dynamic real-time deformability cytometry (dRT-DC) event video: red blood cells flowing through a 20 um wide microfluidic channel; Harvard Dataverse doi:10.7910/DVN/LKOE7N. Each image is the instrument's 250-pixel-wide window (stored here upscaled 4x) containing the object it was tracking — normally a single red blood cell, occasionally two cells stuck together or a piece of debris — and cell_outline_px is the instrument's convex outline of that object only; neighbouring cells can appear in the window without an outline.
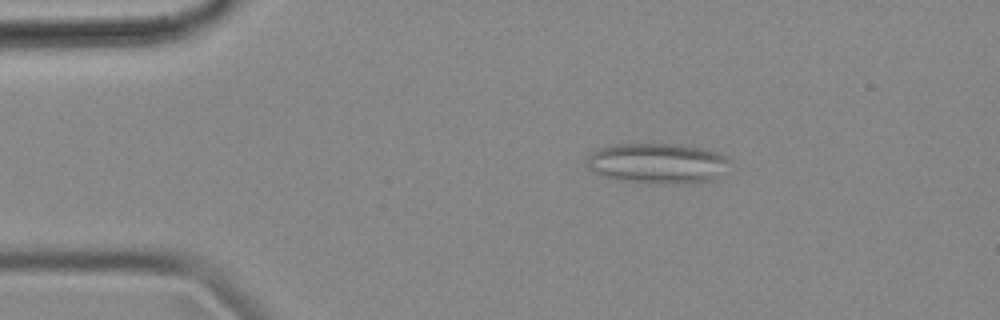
{"species": "common noctule bat (a hibernating species)", "species_latin": "Nyctalus noctula", "temperature_condition": "cold", "stored_images_in_passage": 56, "camera_frame_rate_fps": 3000, "um_per_image_px": 0.085, "animal": {"sex": "female", "body_mass_g": 18.4}, "frame": {"image": 1, "passage_image": 10, "time_ms": 3.0, "image_size_px": [1000, 320], "cell_outline_px": [[728, 160], [716, 180], [688, 184], [664, 184], [616, 180], [592, 172], [588, 168], [588, 156], [592, 152], [600, 148], [616, 144], [680, 144], [700, 148], [716, 152], [728, 156]], "centroid_in_image_um": [55.87, 13.9], "position_along_channel_um": 29.1, "area_um2": 33.64}}
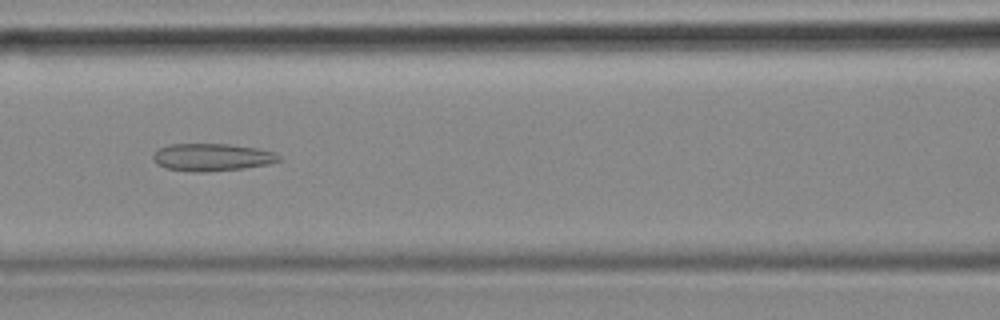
{"frame": {"image": 2, "passage_image": 24, "time_ms": 7.667, "image_size_px": [1000, 320], "cell_outline_px": [[284, 160], [268, 164], [244, 168], [200, 172], [196, 172], [164, 168], [156, 164], [152, 160], [152, 156], [160, 148], [168, 144], [228, 144], [256, 148], [272, 152], [280, 156]], "centroid_in_image_um": [18.0, 13.37], "position_along_channel_um": 148.6, "area_um2": 20.11}}
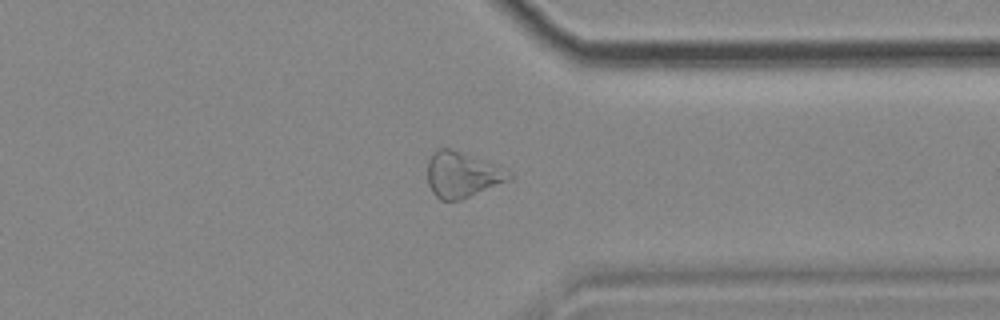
{"frame": {"image": 3, "passage_image": 43, "time_ms": 14.0, "image_size_px": [1000, 320], "cell_outline_px": [[512, 180], [460, 200], [440, 200], [432, 192], [428, 184], [428, 160], [432, 152], [436, 148], [452, 148], [500, 164], [512, 172]], "centroid_in_image_um": [39.34, 14.81], "position_along_channel_um": 372.1, "area_um2": 22.43}, "authors_computed_cell_mechanics": {"area_um2": 25.4898, "velocity_mm_per_s": 3.5866, "shape_relaxation_time_tau1_ms": null, "shape_relaxation_time_tau2_ms": 5.1472, "deformation_change_tau1": null, "deformation_change_tau2": 0.1709}}